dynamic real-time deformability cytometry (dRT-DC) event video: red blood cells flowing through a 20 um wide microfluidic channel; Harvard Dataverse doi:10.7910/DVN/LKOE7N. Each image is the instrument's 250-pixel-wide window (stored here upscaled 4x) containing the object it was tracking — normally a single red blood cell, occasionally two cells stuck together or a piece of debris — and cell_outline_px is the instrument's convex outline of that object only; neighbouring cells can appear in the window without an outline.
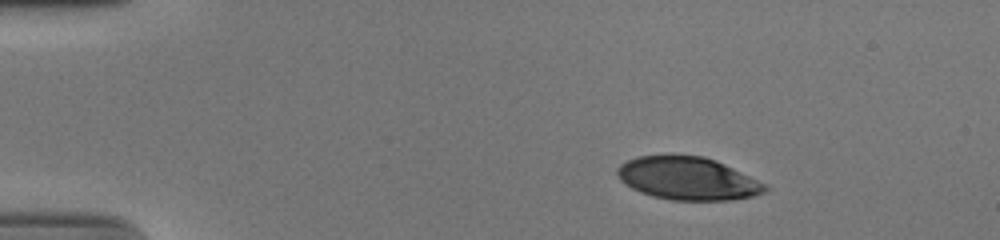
{"species": "human", "species_latin": "Homo sapiens", "temperature_condition": "cold", "stored_images_in_passage": 45, "camera_frame_rate_fps": 3000, "um_per_image_px": 0.085, "donor": {"sex": "male"}, "frame": {"image": 1, "passage_image": 1, "time_ms": 0.0, "image_size_px": [1000, 240], "cell_outline_px": [[768, 188], [764, 192], [752, 196], [728, 200], [672, 200], [652, 196], [640, 192], [632, 188], [620, 180], [616, 176], [616, 168], [620, 164], [628, 160], [640, 156], [672, 152], [704, 156], [716, 160], [768, 184]], "centroid_in_image_um": [58.43, 15.13], "position_along_channel_um": 26.6, "area_um2": 37.69}}
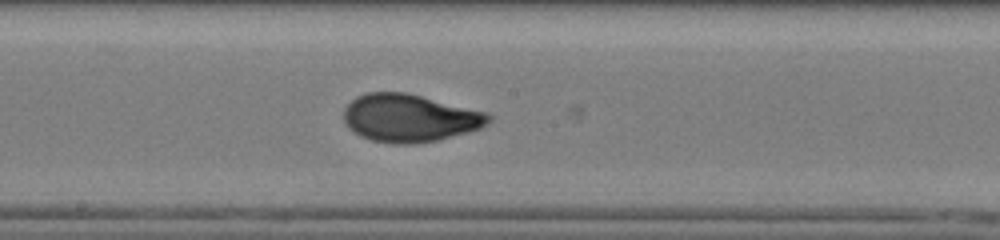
{"frame": {"image": 2, "passage_image": 22, "time_ms": 7.0, "image_size_px": [1000, 240], "cell_outline_px": [[492, 120], [488, 124], [480, 128], [468, 132], [436, 140], [412, 144], [392, 144], [372, 140], [360, 136], [352, 132], [344, 124], [344, 108], [356, 96], [368, 92], [408, 92], [488, 112], [492, 116]], "centroid_in_image_um": [34.82, 10.02], "position_along_channel_um": 213.4, "area_um2": 40.75}}
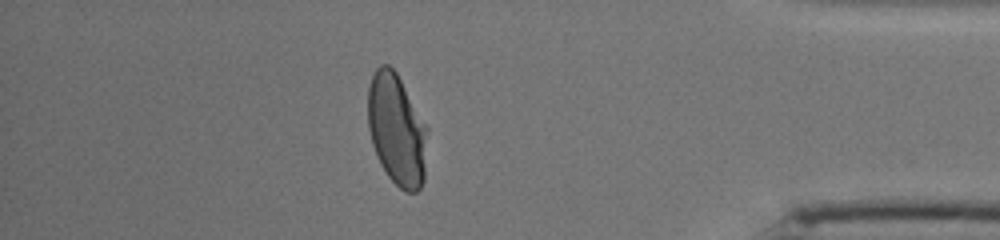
{"frame": {"image": 3, "passage_image": 39, "time_ms": 12.667, "image_size_px": [1000, 240], "cell_outline_px": [[428, 132], [424, 180], [420, 188], [416, 192], [404, 192], [388, 176], [380, 164], [376, 156], [372, 144], [368, 128], [368, 88], [372, 76], [376, 68], [380, 64], [388, 64], [396, 72], [428, 128]], "centroid_in_image_um": [33.72, 11.04], "position_along_channel_um": 401.5, "area_um2": 38.84}, "authors_computed_cell_mechanics": {"area_um2": 39.0728, "velocity_mm_per_s": 3.8981, "shape_relaxation_time_tau1_ms": 3.9541, "shape_relaxation_time_tau2_ms": 0.7666, "deformation_change_tau1": 0.2008, "deformation_change_tau2": 0.0568}}